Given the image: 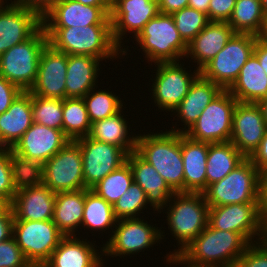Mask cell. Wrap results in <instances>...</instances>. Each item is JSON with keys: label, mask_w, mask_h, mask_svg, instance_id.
<instances>
[{"label": "cell", "mask_w": 267, "mask_h": 267, "mask_svg": "<svg viewBox=\"0 0 267 267\" xmlns=\"http://www.w3.org/2000/svg\"><path fill=\"white\" fill-rule=\"evenodd\" d=\"M250 243L233 231H222L209 224L174 259L184 267H234Z\"/></svg>", "instance_id": "6da1fadb"}, {"label": "cell", "mask_w": 267, "mask_h": 267, "mask_svg": "<svg viewBox=\"0 0 267 267\" xmlns=\"http://www.w3.org/2000/svg\"><path fill=\"white\" fill-rule=\"evenodd\" d=\"M44 29L48 43L67 55H87L101 61L123 57L113 40L111 24Z\"/></svg>", "instance_id": "7a4b0ae2"}, {"label": "cell", "mask_w": 267, "mask_h": 267, "mask_svg": "<svg viewBox=\"0 0 267 267\" xmlns=\"http://www.w3.org/2000/svg\"><path fill=\"white\" fill-rule=\"evenodd\" d=\"M150 163L175 192H184V165L181 134L171 131L138 134L136 150Z\"/></svg>", "instance_id": "3957f363"}, {"label": "cell", "mask_w": 267, "mask_h": 267, "mask_svg": "<svg viewBox=\"0 0 267 267\" xmlns=\"http://www.w3.org/2000/svg\"><path fill=\"white\" fill-rule=\"evenodd\" d=\"M168 204L165 206L166 222L179 247L166 254L165 258L166 263L173 264V259L208 225L209 205L204 193L192 192L175 193Z\"/></svg>", "instance_id": "277c9868"}, {"label": "cell", "mask_w": 267, "mask_h": 267, "mask_svg": "<svg viewBox=\"0 0 267 267\" xmlns=\"http://www.w3.org/2000/svg\"><path fill=\"white\" fill-rule=\"evenodd\" d=\"M135 40L151 65L152 62H180L181 58L185 60L183 57L187 52V44L180 37L172 15L158 13L144 26Z\"/></svg>", "instance_id": "5b68a950"}, {"label": "cell", "mask_w": 267, "mask_h": 267, "mask_svg": "<svg viewBox=\"0 0 267 267\" xmlns=\"http://www.w3.org/2000/svg\"><path fill=\"white\" fill-rule=\"evenodd\" d=\"M47 43L45 29L41 26L29 39L0 55V76L22 91H30L37 78L41 52Z\"/></svg>", "instance_id": "8992f818"}, {"label": "cell", "mask_w": 267, "mask_h": 267, "mask_svg": "<svg viewBox=\"0 0 267 267\" xmlns=\"http://www.w3.org/2000/svg\"><path fill=\"white\" fill-rule=\"evenodd\" d=\"M261 172L245 158L223 179L214 182L203 192L209 206L259 202Z\"/></svg>", "instance_id": "52a82bcc"}, {"label": "cell", "mask_w": 267, "mask_h": 267, "mask_svg": "<svg viewBox=\"0 0 267 267\" xmlns=\"http://www.w3.org/2000/svg\"><path fill=\"white\" fill-rule=\"evenodd\" d=\"M256 40L257 36L235 33L224 48L200 70V75L223 90H228L253 54Z\"/></svg>", "instance_id": "ba28073f"}, {"label": "cell", "mask_w": 267, "mask_h": 267, "mask_svg": "<svg viewBox=\"0 0 267 267\" xmlns=\"http://www.w3.org/2000/svg\"><path fill=\"white\" fill-rule=\"evenodd\" d=\"M208 224L216 230L240 233L249 243L267 238L259 202L209 206Z\"/></svg>", "instance_id": "9c48e42d"}, {"label": "cell", "mask_w": 267, "mask_h": 267, "mask_svg": "<svg viewBox=\"0 0 267 267\" xmlns=\"http://www.w3.org/2000/svg\"><path fill=\"white\" fill-rule=\"evenodd\" d=\"M141 218H123L117 220L114 231L101 251L105 256L122 257L140 253L142 250H148L152 245L160 244V240L164 239L165 232L158 227L144 222ZM154 226V227H153ZM112 234V235H111ZM160 239V240H159Z\"/></svg>", "instance_id": "30bf717a"}, {"label": "cell", "mask_w": 267, "mask_h": 267, "mask_svg": "<svg viewBox=\"0 0 267 267\" xmlns=\"http://www.w3.org/2000/svg\"><path fill=\"white\" fill-rule=\"evenodd\" d=\"M12 236L30 264L44 265L65 235L52 220H14Z\"/></svg>", "instance_id": "8fae6325"}, {"label": "cell", "mask_w": 267, "mask_h": 267, "mask_svg": "<svg viewBox=\"0 0 267 267\" xmlns=\"http://www.w3.org/2000/svg\"><path fill=\"white\" fill-rule=\"evenodd\" d=\"M237 102L228 90H222L201 112L185 135L207 143L230 141L232 114Z\"/></svg>", "instance_id": "7c38bea8"}, {"label": "cell", "mask_w": 267, "mask_h": 267, "mask_svg": "<svg viewBox=\"0 0 267 267\" xmlns=\"http://www.w3.org/2000/svg\"><path fill=\"white\" fill-rule=\"evenodd\" d=\"M178 62L154 63L157 67L155 78L151 79V99L155 106L166 111H173L188 94L191 84L200 75L198 69L189 73L186 68Z\"/></svg>", "instance_id": "4fadbf2b"}, {"label": "cell", "mask_w": 267, "mask_h": 267, "mask_svg": "<svg viewBox=\"0 0 267 267\" xmlns=\"http://www.w3.org/2000/svg\"><path fill=\"white\" fill-rule=\"evenodd\" d=\"M54 193L86 189L82 153L76 141L68 143L44 163V183Z\"/></svg>", "instance_id": "5bb4252c"}, {"label": "cell", "mask_w": 267, "mask_h": 267, "mask_svg": "<svg viewBox=\"0 0 267 267\" xmlns=\"http://www.w3.org/2000/svg\"><path fill=\"white\" fill-rule=\"evenodd\" d=\"M82 153L84 185L92 189L109 173L127 161L128 153L116 145L99 142L89 136L75 140Z\"/></svg>", "instance_id": "9a60e30c"}, {"label": "cell", "mask_w": 267, "mask_h": 267, "mask_svg": "<svg viewBox=\"0 0 267 267\" xmlns=\"http://www.w3.org/2000/svg\"><path fill=\"white\" fill-rule=\"evenodd\" d=\"M158 13V0H114L112 2L110 12L112 37L122 50V55H127L126 48H121L126 32L134 33L133 37L136 38L144 26Z\"/></svg>", "instance_id": "2e32d148"}, {"label": "cell", "mask_w": 267, "mask_h": 267, "mask_svg": "<svg viewBox=\"0 0 267 267\" xmlns=\"http://www.w3.org/2000/svg\"><path fill=\"white\" fill-rule=\"evenodd\" d=\"M111 6H89L75 0H57L42 16L43 28L111 24Z\"/></svg>", "instance_id": "e0dca14e"}, {"label": "cell", "mask_w": 267, "mask_h": 267, "mask_svg": "<svg viewBox=\"0 0 267 267\" xmlns=\"http://www.w3.org/2000/svg\"><path fill=\"white\" fill-rule=\"evenodd\" d=\"M266 128L258 103L237 102L232 114L230 141L245 158H249L258 148Z\"/></svg>", "instance_id": "ac0fdd59"}, {"label": "cell", "mask_w": 267, "mask_h": 267, "mask_svg": "<svg viewBox=\"0 0 267 267\" xmlns=\"http://www.w3.org/2000/svg\"><path fill=\"white\" fill-rule=\"evenodd\" d=\"M67 62V54L47 43L40 55L36 81L29 92L39 97L64 100Z\"/></svg>", "instance_id": "d6986e66"}, {"label": "cell", "mask_w": 267, "mask_h": 267, "mask_svg": "<svg viewBox=\"0 0 267 267\" xmlns=\"http://www.w3.org/2000/svg\"><path fill=\"white\" fill-rule=\"evenodd\" d=\"M7 1L0 0V55L29 39L42 26V17L37 12Z\"/></svg>", "instance_id": "ffe728a7"}, {"label": "cell", "mask_w": 267, "mask_h": 267, "mask_svg": "<svg viewBox=\"0 0 267 267\" xmlns=\"http://www.w3.org/2000/svg\"><path fill=\"white\" fill-rule=\"evenodd\" d=\"M69 139L62 130L33 123L11 151L24 158L44 164L59 152Z\"/></svg>", "instance_id": "44dd1931"}, {"label": "cell", "mask_w": 267, "mask_h": 267, "mask_svg": "<svg viewBox=\"0 0 267 267\" xmlns=\"http://www.w3.org/2000/svg\"><path fill=\"white\" fill-rule=\"evenodd\" d=\"M131 168L133 180L146 193V199L153 210L163 212L175 192L169 187L156 169L136 151L128 154L126 161ZM162 209V210H161Z\"/></svg>", "instance_id": "7402d4cb"}, {"label": "cell", "mask_w": 267, "mask_h": 267, "mask_svg": "<svg viewBox=\"0 0 267 267\" xmlns=\"http://www.w3.org/2000/svg\"><path fill=\"white\" fill-rule=\"evenodd\" d=\"M222 90L223 89L220 86L199 75L191 84L188 94L171 112H174L173 114L177 116L178 121L181 120V122L184 123V128L181 127L180 129L177 127L176 129L177 125L175 123V128L170 127V131L185 134L199 118L201 112Z\"/></svg>", "instance_id": "603a6c76"}, {"label": "cell", "mask_w": 267, "mask_h": 267, "mask_svg": "<svg viewBox=\"0 0 267 267\" xmlns=\"http://www.w3.org/2000/svg\"><path fill=\"white\" fill-rule=\"evenodd\" d=\"M94 244V245H93ZM80 240L76 235L64 236L53 251L46 267H103V251L95 249V243Z\"/></svg>", "instance_id": "cb8c5ba5"}, {"label": "cell", "mask_w": 267, "mask_h": 267, "mask_svg": "<svg viewBox=\"0 0 267 267\" xmlns=\"http://www.w3.org/2000/svg\"><path fill=\"white\" fill-rule=\"evenodd\" d=\"M55 198L56 193L44 184L16 192L10 204L14 220H52Z\"/></svg>", "instance_id": "d4e9b609"}, {"label": "cell", "mask_w": 267, "mask_h": 267, "mask_svg": "<svg viewBox=\"0 0 267 267\" xmlns=\"http://www.w3.org/2000/svg\"><path fill=\"white\" fill-rule=\"evenodd\" d=\"M234 34V30L227 22L210 21L207 26L187 44L185 57L187 59L191 57L194 63H197L196 69L200 71L224 48Z\"/></svg>", "instance_id": "484cf974"}, {"label": "cell", "mask_w": 267, "mask_h": 267, "mask_svg": "<svg viewBox=\"0 0 267 267\" xmlns=\"http://www.w3.org/2000/svg\"><path fill=\"white\" fill-rule=\"evenodd\" d=\"M31 93L22 91L9 109L0 114V147L12 148L34 123Z\"/></svg>", "instance_id": "4316f807"}, {"label": "cell", "mask_w": 267, "mask_h": 267, "mask_svg": "<svg viewBox=\"0 0 267 267\" xmlns=\"http://www.w3.org/2000/svg\"><path fill=\"white\" fill-rule=\"evenodd\" d=\"M181 151L184 165V192L203 193L207 189L208 143L181 134Z\"/></svg>", "instance_id": "83f0119b"}, {"label": "cell", "mask_w": 267, "mask_h": 267, "mask_svg": "<svg viewBox=\"0 0 267 267\" xmlns=\"http://www.w3.org/2000/svg\"><path fill=\"white\" fill-rule=\"evenodd\" d=\"M100 62V59L87 55H68L66 98H83L91 89H97Z\"/></svg>", "instance_id": "f1b7e54d"}, {"label": "cell", "mask_w": 267, "mask_h": 267, "mask_svg": "<svg viewBox=\"0 0 267 267\" xmlns=\"http://www.w3.org/2000/svg\"><path fill=\"white\" fill-rule=\"evenodd\" d=\"M228 91L238 102L259 103L267 97V75L254 53Z\"/></svg>", "instance_id": "f546056e"}, {"label": "cell", "mask_w": 267, "mask_h": 267, "mask_svg": "<svg viewBox=\"0 0 267 267\" xmlns=\"http://www.w3.org/2000/svg\"><path fill=\"white\" fill-rule=\"evenodd\" d=\"M85 204V189L56 193L53 219L58 229L65 235H77L81 227Z\"/></svg>", "instance_id": "4dcf8cb0"}, {"label": "cell", "mask_w": 267, "mask_h": 267, "mask_svg": "<svg viewBox=\"0 0 267 267\" xmlns=\"http://www.w3.org/2000/svg\"><path fill=\"white\" fill-rule=\"evenodd\" d=\"M122 111L111 117L93 122L88 136L99 142L116 145L129 154L136 150L137 136L136 134L135 136L129 134L130 127L127 120L123 118Z\"/></svg>", "instance_id": "1f68e13d"}, {"label": "cell", "mask_w": 267, "mask_h": 267, "mask_svg": "<svg viewBox=\"0 0 267 267\" xmlns=\"http://www.w3.org/2000/svg\"><path fill=\"white\" fill-rule=\"evenodd\" d=\"M244 159L245 157L231 141L208 143L206 162L207 188L210 184L223 179Z\"/></svg>", "instance_id": "d6a6232c"}, {"label": "cell", "mask_w": 267, "mask_h": 267, "mask_svg": "<svg viewBox=\"0 0 267 267\" xmlns=\"http://www.w3.org/2000/svg\"><path fill=\"white\" fill-rule=\"evenodd\" d=\"M113 206L109 204L105 199L99 197L91 189H85V204L83 211V218L81 226L82 228L91 229L105 232L109 227L111 232L114 231V227L117 223ZM113 227V230H112Z\"/></svg>", "instance_id": "836d02e7"}, {"label": "cell", "mask_w": 267, "mask_h": 267, "mask_svg": "<svg viewBox=\"0 0 267 267\" xmlns=\"http://www.w3.org/2000/svg\"><path fill=\"white\" fill-rule=\"evenodd\" d=\"M261 0H236L227 22L235 33L257 36L264 20Z\"/></svg>", "instance_id": "e575fe53"}, {"label": "cell", "mask_w": 267, "mask_h": 267, "mask_svg": "<svg viewBox=\"0 0 267 267\" xmlns=\"http://www.w3.org/2000/svg\"><path fill=\"white\" fill-rule=\"evenodd\" d=\"M91 124L83 98L63 100V133L69 140L88 136Z\"/></svg>", "instance_id": "d590c367"}, {"label": "cell", "mask_w": 267, "mask_h": 267, "mask_svg": "<svg viewBox=\"0 0 267 267\" xmlns=\"http://www.w3.org/2000/svg\"><path fill=\"white\" fill-rule=\"evenodd\" d=\"M10 166L16 192L44 183V164L27 159L11 151Z\"/></svg>", "instance_id": "8d00e7d4"}, {"label": "cell", "mask_w": 267, "mask_h": 267, "mask_svg": "<svg viewBox=\"0 0 267 267\" xmlns=\"http://www.w3.org/2000/svg\"><path fill=\"white\" fill-rule=\"evenodd\" d=\"M133 182L130 165L126 162L120 168L109 173L91 190L113 206Z\"/></svg>", "instance_id": "74e56055"}, {"label": "cell", "mask_w": 267, "mask_h": 267, "mask_svg": "<svg viewBox=\"0 0 267 267\" xmlns=\"http://www.w3.org/2000/svg\"><path fill=\"white\" fill-rule=\"evenodd\" d=\"M95 90V88L91 89L83 97L91 123L111 117L124 109L121 98L113 94L112 91Z\"/></svg>", "instance_id": "f35d334b"}, {"label": "cell", "mask_w": 267, "mask_h": 267, "mask_svg": "<svg viewBox=\"0 0 267 267\" xmlns=\"http://www.w3.org/2000/svg\"><path fill=\"white\" fill-rule=\"evenodd\" d=\"M34 123L63 131V100L31 94Z\"/></svg>", "instance_id": "ab89813d"}, {"label": "cell", "mask_w": 267, "mask_h": 267, "mask_svg": "<svg viewBox=\"0 0 267 267\" xmlns=\"http://www.w3.org/2000/svg\"><path fill=\"white\" fill-rule=\"evenodd\" d=\"M176 28L183 41L188 44L210 22L207 14L191 7H184L172 14Z\"/></svg>", "instance_id": "60d3db41"}, {"label": "cell", "mask_w": 267, "mask_h": 267, "mask_svg": "<svg viewBox=\"0 0 267 267\" xmlns=\"http://www.w3.org/2000/svg\"><path fill=\"white\" fill-rule=\"evenodd\" d=\"M147 204L146 193L138 184L133 182L128 190L114 203L115 217L118 220L136 218V216L139 218V213H143L141 211L147 209Z\"/></svg>", "instance_id": "b9f144b4"}, {"label": "cell", "mask_w": 267, "mask_h": 267, "mask_svg": "<svg viewBox=\"0 0 267 267\" xmlns=\"http://www.w3.org/2000/svg\"><path fill=\"white\" fill-rule=\"evenodd\" d=\"M15 194L10 166V148L0 147V199L10 205Z\"/></svg>", "instance_id": "7bdbcfd3"}, {"label": "cell", "mask_w": 267, "mask_h": 267, "mask_svg": "<svg viewBox=\"0 0 267 267\" xmlns=\"http://www.w3.org/2000/svg\"><path fill=\"white\" fill-rule=\"evenodd\" d=\"M234 267H267V238L250 243Z\"/></svg>", "instance_id": "ee69618b"}, {"label": "cell", "mask_w": 267, "mask_h": 267, "mask_svg": "<svg viewBox=\"0 0 267 267\" xmlns=\"http://www.w3.org/2000/svg\"><path fill=\"white\" fill-rule=\"evenodd\" d=\"M29 265L13 236L0 242V267H28Z\"/></svg>", "instance_id": "f6af8a7d"}, {"label": "cell", "mask_w": 267, "mask_h": 267, "mask_svg": "<svg viewBox=\"0 0 267 267\" xmlns=\"http://www.w3.org/2000/svg\"><path fill=\"white\" fill-rule=\"evenodd\" d=\"M236 0H210L208 9L209 21L228 22Z\"/></svg>", "instance_id": "bcb514c9"}, {"label": "cell", "mask_w": 267, "mask_h": 267, "mask_svg": "<svg viewBox=\"0 0 267 267\" xmlns=\"http://www.w3.org/2000/svg\"><path fill=\"white\" fill-rule=\"evenodd\" d=\"M22 90L0 76V114L7 111Z\"/></svg>", "instance_id": "7dc6e473"}, {"label": "cell", "mask_w": 267, "mask_h": 267, "mask_svg": "<svg viewBox=\"0 0 267 267\" xmlns=\"http://www.w3.org/2000/svg\"><path fill=\"white\" fill-rule=\"evenodd\" d=\"M14 215L10 205L0 212V242L8 240L13 234Z\"/></svg>", "instance_id": "c3c4849f"}, {"label": "cell", "mask_w": 267, "mask_h": 267, "mask_svg": "<svg viewBox=\"0 0 267 267\" xmlns=\"http://www.w3.org/2000/svg\"><path fill=\"white\" fill-rule=\"evenodd\" d=\"M56 1L57 0H11V3L8 2V4L31 9L42 17Z\"/></svg>", "instance_id": "681fc988"}, {"label": "cell", "mask_w": 267, "mask_h": 267, "mask_svg": "<svg viewBox=\"0 0 267 267\" xmlns=\"http://www.w3.org/2000/svg\"><path fill=\"white\" fill-rule=\"evenodd\" d=\"M249 159L260 172L267 169V128L258 148L252 153Z\"/></svg>", "instance_id": "f907efd6"}, {"label": "cell", "mask_w": 267, "mask_h": 267, "mask_svg": "<svg viewBox=\"0 0 267 267\" xmlns=\"http://www.w3.org/2000/svg\"><path fill=\"white\" fill-rule=\"evenodd\" d=\"M259 210L261 218L267 226V174L264 171L260 174Z\"/></svg>", "instance_id": "816d5d0a"}, {"label": "cell", "mask_w": 267, "mask_h": 267, "mask_svg": "<svg viewBox=\"0 0 267 267\" xmlns=\"http://www.w3.org/2000/svg\"><path fill=\"white\" fill-rule=\"evenodd\" d=\"M188 7V0H158L159 13L172 15Z\"/></svg>", "instance_id": "f5cc1de1"}, {"label": "cell", "mask_w": 267, "mask_h": 267, "mask_svg": "<svg viewBox=\"0 0 267 267\" xmlns=\"http://www.w3.org/2000/svg\"><path fill=\"white\" fill-rule=\"evenodd\" d=\"M253 53L257 56L259 63L267 75V44L256 40Z\"/></svg>", "instance_id": "db71d44e"}, {"label": "cell", "mask_w": 267, "mask_h": 267, "mask_svg": "<svg viewBox=\"0 0 267 267\" xmlns=\"http://www.w3.org/2000/svg\"><path fill=\"white\" fill-rule=\"evenodd\" d=\"M210 0H188V7L201 11L208 16Z\"/></svg>", "instance_id": "11a10c76"}, {"label": "cell", "mask_w": 267, "mask_h": 267, "mask_svg": "<svg viewBox=\"0 0 267 267\" xmlns=\"http://www.w3.org/2000/svg\"><path fill=\"white\" fill-rule=\"evenodd\" d=\"M79 3L89 6H111L112 2L110 0H75Z\"/></svg>", "instance_id": "9f6ffc18"}, {"label": "cell", "mask_w": 267, "mask_h": 267, "mask_svg": "<svg viewBox=\"0 0 267 267\" xmlns=\"http://www.w3.org/2000/svg\"><path fill=\"white\" fill-rule=\"evenodd\" d=\"M257 39L265 44H267V14L264 16V20L261 26V30L257 35Z\"/></svg>", "instance_id": "6f0895ef"}, {"label": "cell", "mask_w": 267, "mask_h": 267, "mask_svg": "<svg viewBox=\"0 0 267 267\" xmlns=\"http://www.w3.org/2000/svg\"><path fill=\"white\" fill-rule=\"evenodd\" d=\"M258 104L262 109L263 118H264L266 125H267V97L262 99Z\"/></svg>", "instance_id": "680465c9"}, {"label": "cell", "mask_w": 267, "mask_h": 267, "mask_svg": "<svg viewBox=\"0 0 267 267\" xmlns=\"http://www.w3.org/2000/svg\"><path fill=\"white\" fill-rule=\"evenodd\" d=\"M261 5H262L264 14H267V0H261Z\"/></svg>", "instance_id": "91938a15"}, {"label": "cell", "mask_w": 267, "mask_h": 267, "mask_svg": "<svg viewBox=\"0 0 267 267\" xmlns=\"http://www.w3.org/2000/svg\"><path fill=\"white\" fill-rule=\"evenodd\" d=\"M7 206V204L2 200L0 199V212Z\"/></svg>", "instance_id": "94428289"}, {"label": "cell", "mask_w": 267, "mask_h": 267, "mask_svg": "<svg viewBox=\"0 0 267 267\" xmlns=\"http://www.w3.org/2000/svg\"><path fill=\"white\" fill-rule=\"evenodd\" d=\"M28 267H46L45 265L30 264Z\"/></svg>", "instance_id": "6125c7cd"}]
</instances>
